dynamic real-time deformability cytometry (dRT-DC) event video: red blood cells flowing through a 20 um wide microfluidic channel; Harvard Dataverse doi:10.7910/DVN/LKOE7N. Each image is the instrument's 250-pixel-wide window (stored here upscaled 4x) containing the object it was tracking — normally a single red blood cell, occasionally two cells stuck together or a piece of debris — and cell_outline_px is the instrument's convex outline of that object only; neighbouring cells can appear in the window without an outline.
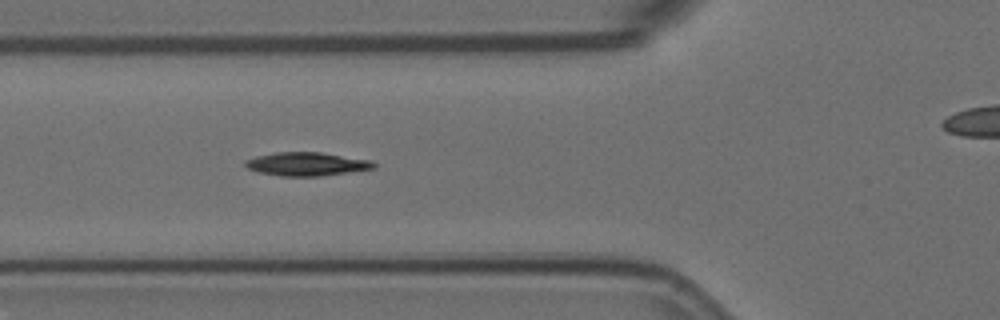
{"species": "Egyptian fruit bat (a non-hibernating species)", "species_latin": "Rousettus aegyptiacus", "temperature_condition": "room temperature", "stored_images_in_passage": 6, "segment_of_instrument_passage": [1, 2], "camera_frame_rate_fps": 3000, "um_per_image_px": 0.085, "animal": {"sex": "female"}, "frame": {"image": 1, "passage_image": 5, "time_ms": 1.333, "image_size_px": [1000, 320], "cell_outline_px": [[376, 168], [320, 176], [280, 176], [260, 172], [248, 168], [244, 164], [244, 160], [256, 156], [276, 152], [320, 152], [372, 160], [376, 164]], "centroid_in_image_um": [26.08, 13.93], "position_along_channel_um": 99.7, "area_um2": 17.57}}